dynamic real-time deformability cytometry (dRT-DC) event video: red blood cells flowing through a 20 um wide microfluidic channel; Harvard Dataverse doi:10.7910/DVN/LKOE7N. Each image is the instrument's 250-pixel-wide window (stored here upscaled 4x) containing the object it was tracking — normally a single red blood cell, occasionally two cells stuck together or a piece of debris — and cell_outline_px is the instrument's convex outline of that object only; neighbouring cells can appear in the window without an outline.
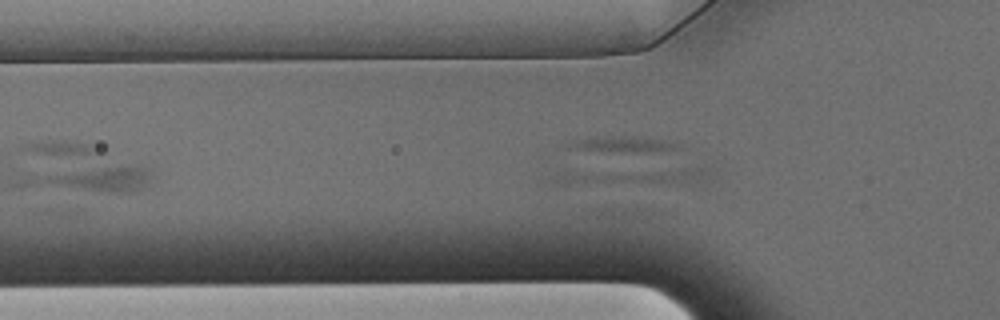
{"species": "Egyptian fruit bat (a non-hibernating species)", "species_latin": "Rousettus aegyptiacus", "temperature_condition": "warm", "stored_images_in_passage": 17, "segment_of_instrument_passage": [2, 2], "camera_frame_rate_fps": 3000, "um_per_image_px": 0.085, "animal": {"sex": "male"}, "frame": {"image": 1, "passage_image": 17, "time_ms": 5.333, "image_size_px": [1000, 320], "cell_outline_px": [[692, 148], [684, 152], [624, 152], [564, 148], [560, 144], [572, 140], [588, 136], [644, 136], [668, 140]], "centroid_in_image_um": [53.16, 12.27], "position_along_channel_um": 72.6, "area_um2": 11.62}}